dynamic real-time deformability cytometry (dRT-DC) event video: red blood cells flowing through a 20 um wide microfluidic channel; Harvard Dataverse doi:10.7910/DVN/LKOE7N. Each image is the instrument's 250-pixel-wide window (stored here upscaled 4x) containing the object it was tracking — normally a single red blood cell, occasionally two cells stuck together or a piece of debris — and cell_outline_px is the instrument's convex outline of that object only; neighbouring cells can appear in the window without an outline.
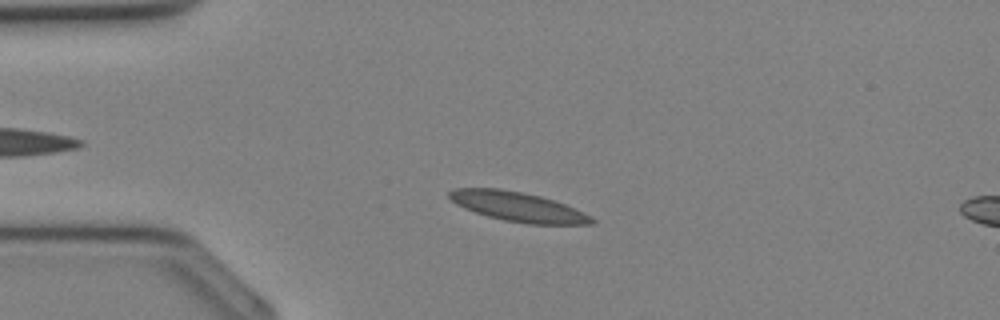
{"species": "Egyptian fruit bat (a non-hibernating species)", "species_latin": "Rousettus aegyptiacus", "temperature_condition": "cold", "stored_images_in_passage": 9, "camera_frame_rate_fps": 3000, "um_per_image_px": 0.085, "animal": {"sex": "female"}, "frame": {"image": 1, "passage_image": 6, "time_ms": 1.667, "image_size_px": [1000, 320], "cell_outline_px": [[596, 224], [528, 224], [504, 220], [488, 216], [464, 208], [456, 204], [448, 196], [448, 192], [452, 188], [500, 188], [540, 196], [564, 204], [584, 212], [592, 216], [596, 220]], "centroid_in_image_um": [44.03, 17.57], "position_along_channel_um": 41.0, "area_um2": 24.39}}